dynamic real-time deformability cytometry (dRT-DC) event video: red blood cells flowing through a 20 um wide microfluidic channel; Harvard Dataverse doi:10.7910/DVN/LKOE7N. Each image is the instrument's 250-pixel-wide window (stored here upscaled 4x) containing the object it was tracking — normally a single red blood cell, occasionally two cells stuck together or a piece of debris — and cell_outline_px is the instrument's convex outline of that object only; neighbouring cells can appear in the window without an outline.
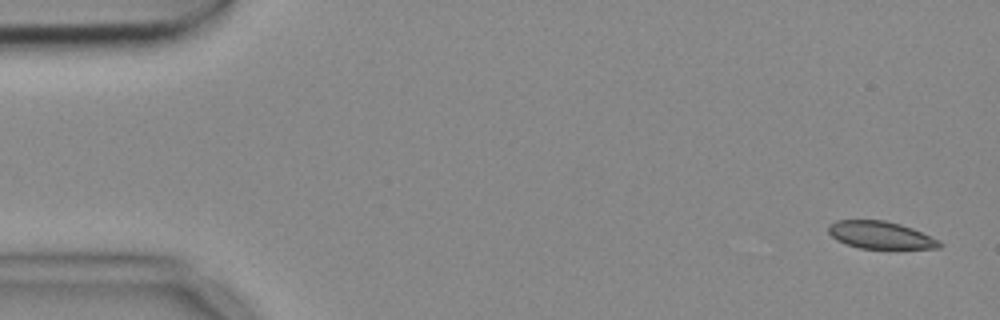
{"species": "common noctule bat (a hibernating species)", "species_latin": "Nyctalus noctula", "temperature_condition": "cold", "stored_images_in_passage": 4, "camera_frame_rate_fps": 3000, "um_per_image_px": 0.085, "animal": {"sex": "female", "body_mass_g": 18.4}, "frame": {"image": 1, "passage_image": 1, "time_ms": 0.0, "image_size_px": [1000, 320], "cell_outline_px": [[944, 244], [940, 248], [860, 248], [836, 240], [828, 232], [828, 224], [836, 220], [884, 220], [900, 224], [912, 228], [940, 240]], "centroid_in_image_um": [74.84, 19.97], "position_along_channel_um": 10.2, "area_um2": 17.69}}
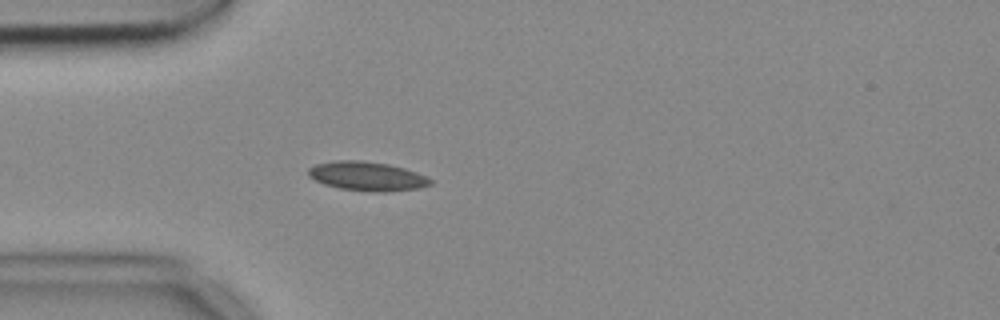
{"frame": {"image": 2, "passage_image": 4, "time_ms": 1.0, "image_size_px": [1000, 320], "cell_outline_px": [[432, 184], [420, 188], [388, 192], [372, 192], [340, 188], [324, 184], [308, 176], [308, 168], [316, 164], [336, 160], [364, 160], [388, 164], [404, 168], [428, 176], [432, 180]], "centroid_in_image_um": [31.23, 14.98], "position_along_channel_um": 53.8, "area_um2": 20.87}}